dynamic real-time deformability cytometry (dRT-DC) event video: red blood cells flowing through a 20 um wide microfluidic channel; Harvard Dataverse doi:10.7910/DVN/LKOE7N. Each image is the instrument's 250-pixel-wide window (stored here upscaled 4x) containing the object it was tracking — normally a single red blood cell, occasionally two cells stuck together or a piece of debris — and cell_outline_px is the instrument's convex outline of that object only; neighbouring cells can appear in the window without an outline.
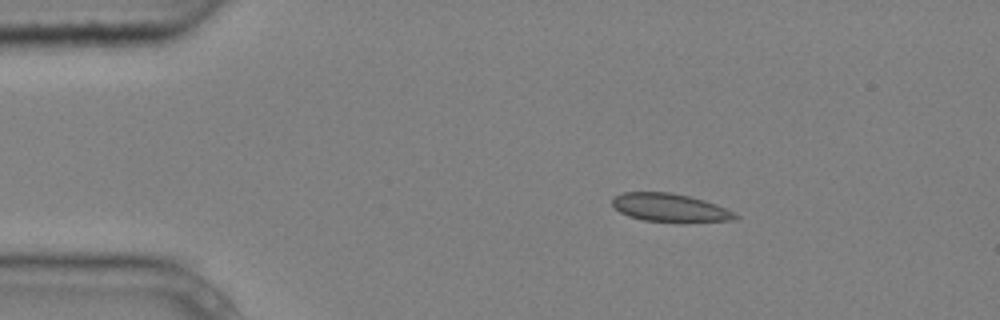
{"species": "common noctule bat (a hibernating species)", "species_latin": "Nyctalus noctula", "temperature_condition": "cold", "stored_images_in_passage": 4, "camera_frame_rate_fps": 3000, "um_per_image_px": 0.085, "animal": {"sex": "male", "body_mass_g": 20.4}, "frame": {"image": 1, "passage_image": 1, "time_ms": 0.0, "image_size_px": [1000, 320], "cell_outline_px": [[740, 216], [736, 220], [644, 220], [628, 216], [620, 212], [612, 204], [612, 196], [624, 192], [672, 192], [704, 200], [716, 204]], "centroid_in_image_um": [56.87, 17.61], "position_along_channel_um": 28.1, "area_um2": 19.48}}
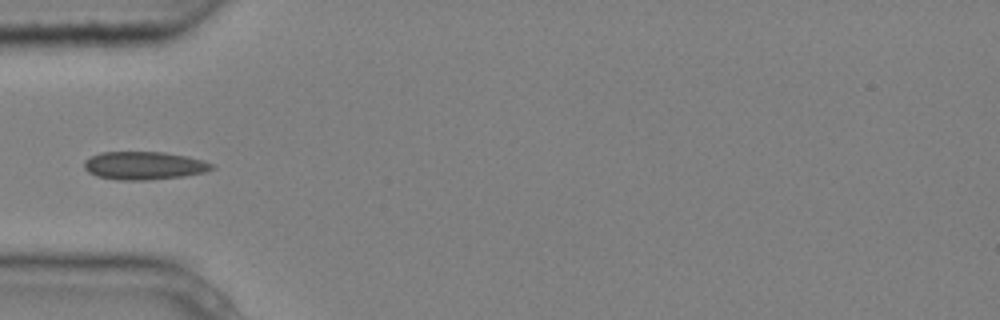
{"frame": {"image": 2, "passage_image": 4, "time_ms": 1.0, "image_size_px": [1000, 320], "cell_outline_px": [[216, 168], [204, 172], [184, 176], [144, 180], [116, 180], [96, 176], [88, 172], [84, 168], [84, 160], [100, 152], [164, 152], [188, 156], [204, 160], [212, 164]], "centroid_in_image_um": [12.24, 14.07], "position_along_channel_um": 72.8, "area_um2": 20.98}}